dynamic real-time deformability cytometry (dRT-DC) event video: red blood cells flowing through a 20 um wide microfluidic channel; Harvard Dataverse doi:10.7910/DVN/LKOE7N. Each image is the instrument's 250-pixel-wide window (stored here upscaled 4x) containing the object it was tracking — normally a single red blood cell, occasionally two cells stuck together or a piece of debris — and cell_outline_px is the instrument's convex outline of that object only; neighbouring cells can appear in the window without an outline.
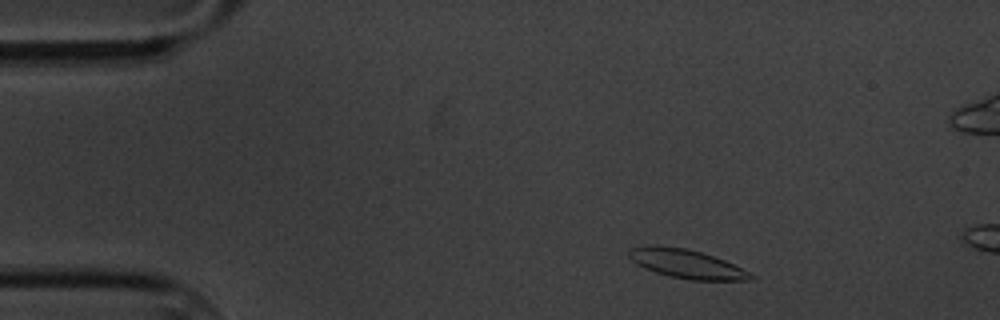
{"species": "common noctule bat (a hibernating species)", "species_latin": "Nyctalus noctula", "temperature_condition": "cold", "stored_images_in_passage": 10, "camera_frame_rate_fps": 3000, "um_per_image_px": 0.085, "animal": {"sex": "male", "body_mass_g": 20.1, "forearm_length_mm": 53.5}, "frame": {"image": 1, "passage_image": 4, "time_ms": 1.0, "image_size_px": [1000, 320], "cell_outline_px": [[756, 276], [748, 280], [692, 280], [672, 276], [656, 272], [644, 268], [636, 264], [628, 256], [628, 248], [652, 244], [656, 244], [688, 248], [724, 260]], "centroid_in_image_um": [58.28, 22.4], "position_along_channel_um": 26.7, "area_um2": 20.4}}